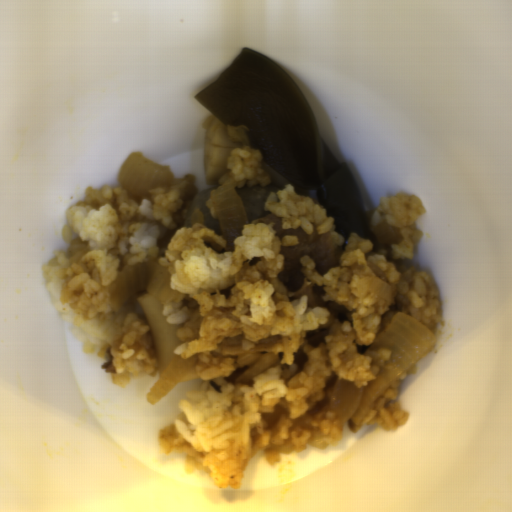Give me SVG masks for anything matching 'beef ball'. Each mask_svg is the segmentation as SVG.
<instances>
[{"mask_svg":"<svg viewBox=\"0 0 512 512\" xmlns=\"http://www.w3.org/2000/svg\"><path fill=\"white\" fill-rule=\"evenodd\" d=\"M210 188L198 189L183 222V227H192L193 224H202L218 236H222L219 220H214L213 215L206 207L207 201L212 198Z\"/></svg>","mask_w":512,"mask_h":512,"instance_id":"2","label":"beef ball"},{"mask_svg":"<svg viewBox=\"0 0 512 512\" xmlns=\"http://www.w3.org/2000/svg\"><path fill=\"white\" fill-rule=\"evenodd\" d=\"M241 199L247 224H251L255 218L270 216L274 212L264 210L270 194L281 191L268 182L266 186H243L234 188ZM246 224V225H247Z\"/></svg>","mask_w":512,"mask_h":512,"instance_id":"1","label":"beef ball"}]
</instances>
